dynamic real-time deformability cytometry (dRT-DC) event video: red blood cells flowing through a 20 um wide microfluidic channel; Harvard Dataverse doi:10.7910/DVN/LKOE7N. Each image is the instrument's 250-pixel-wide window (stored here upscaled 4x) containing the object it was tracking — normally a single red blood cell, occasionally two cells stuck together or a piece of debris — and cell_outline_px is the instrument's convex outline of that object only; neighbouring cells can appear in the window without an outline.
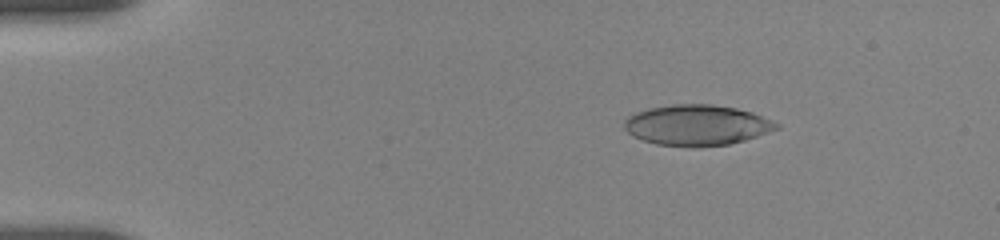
{"species": "human", "species_latin": "Homo sapiens", "temperature_condition": "room temperature", "stored_images_in_passage": 23, "camera_frame_rate_fps": 3000, "um_per_image_px": 0.085, "donor": {"sex": "female"}, "frame": {"image": 1, "passage_image": 10, "time_ms": 2.333, "image_size_px": [1000, 240], "cell_outline_px": [[780, 128], [744, 140], [728, 144], [700, 148], [692, 148], [656, 144], [632, 136], [624, 128], [624, 120], [628, 116], [636, 112], [648, 108], [672, 104], [712, 104], [736, 108], [752, 112], [772, 120], [780, 124]], "centroid_in_image_um": [59.22, 10.64], "position_along_channel_um": 25.8, "area_um2": 36.36}}
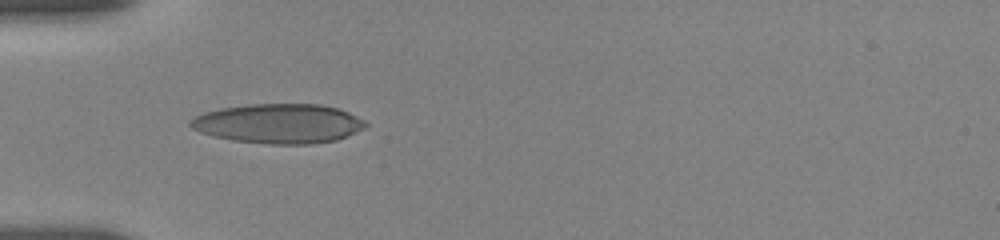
{"frame": {"image": 2, "passage_image": 20, "time_ms": 5.333, "image_size_px": [1000, 240], "cell_outline_px": [[368, 124], [364, 128], [356, 132], [336, 140], [312, 144], [268, 144], [232, 140], [212, 136], [200, 132], [192, 128], [188, 124], [196, 116], [204, 112], [220, 108], [248, 104], [320, 104], [336, 108], [348, 112], [364, 120]], "centroid_in_image_um": [23.68, 10.5], "position_along_channel_um": 61.3, "area_um2": 40.34}}